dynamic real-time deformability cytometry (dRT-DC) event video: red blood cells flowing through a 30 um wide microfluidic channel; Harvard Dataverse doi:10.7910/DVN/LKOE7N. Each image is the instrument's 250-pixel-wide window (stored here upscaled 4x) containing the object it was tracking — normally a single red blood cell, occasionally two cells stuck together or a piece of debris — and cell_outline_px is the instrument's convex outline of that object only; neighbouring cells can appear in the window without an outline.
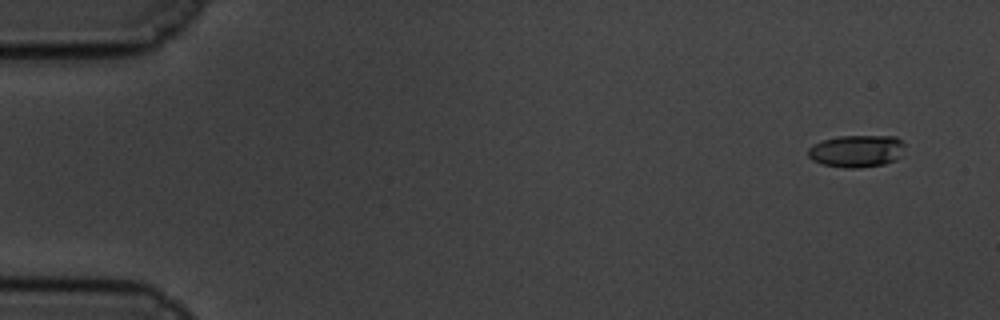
{"species": "common noctule bat (a hibernating species)", "species_latin": "Nyctalus noctula", "temperature_condition": "cold", "stored_images_in_passage": 57, "camera_frame_rate_fps": 3000, "um_per_image_px": 0.085, "animal": {"sex": "male", "body_mass_g": 19.5, "forearm_length_mm": 54.6}, "frame": {"image": 1, "passage_image": 1, "time_ms": 0.0, "image_size_px": [1000, 320], "cell_outline_px": [[904, 144], [900, 156], [896, 160], [884, 164], [860, 168], [844, 168], [820, 164], [812, 160], [808, 156], [808, 148], [824, 140], [836, 136], [896, 136]], "centroid_in_image_um": [72.8, 12.85], "position_along_channel_um": 12.2, "area_um2": 18.21}}
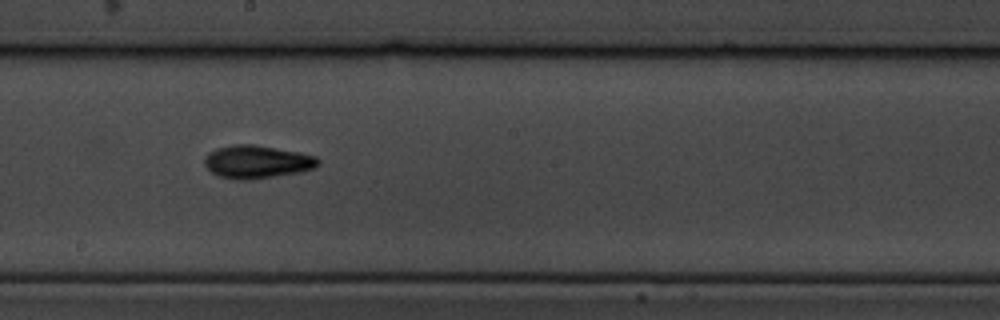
{"frame": {"image": 2, "passage_image": 31, "time_ms": 10.0, "image_size_px": [1000, 320], "cell_outline_px": [[320, 164], [312, 168], [300, 172], [248, 180], [236, 180], [216, 176], [204, 164], [204, 160], [208, 152], [216, 148], [232, 144], [252, 144], [300, 152], [316, 156], [320, 160]], "centroid_in_image_um": [21.82, 13.75], "position_along_channel_um": 226.4, "area_um2": 21.96}}
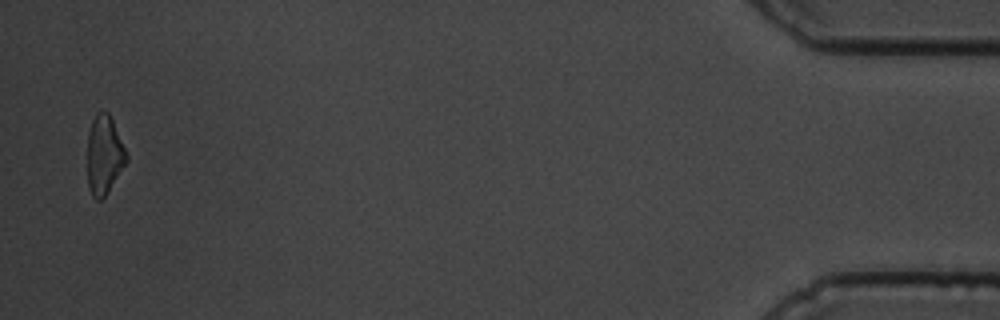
{"frame": {"image": 3, "passage_image": 56, "time_ms": 18.333, "image_size_px": [1000, 320], "cell_outline_px": [[128, 160], [108, 192], [100, 200], [96, 200], [92, 196], [88, 188], [88, 132], [92, 120], [96, 112], [100, 108], [104, 108], [108, 112], [112, 120], [128, 156]], "centroid_in_image_um": [8.85, 13.14], "position_along_channel_um": 426.4, "area_um2": 18.03}, "authors_computed_cell_mechanics": {"area_um2": 19.074, "velocity_mm_per_s": 3.4041, "shape_relaxation_time_tau1_ms": 3.7239, "shape_relaxation_time_tau2_ms": 5.1404, "deformation_change_tau1": 0.1464, "deformation_change_tau2": 0.1168}}